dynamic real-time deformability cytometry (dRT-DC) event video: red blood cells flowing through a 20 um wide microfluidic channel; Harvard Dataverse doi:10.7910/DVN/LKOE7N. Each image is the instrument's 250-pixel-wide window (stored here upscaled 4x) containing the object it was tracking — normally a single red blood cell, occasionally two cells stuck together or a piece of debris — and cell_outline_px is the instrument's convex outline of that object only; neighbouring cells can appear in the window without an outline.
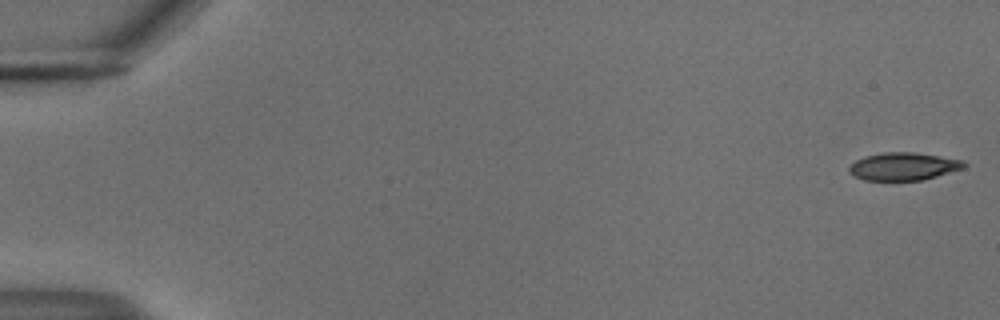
{"species": "common noctule bat (a hibernating species)", "species_latin": "Nyctalus noctula", "temperature_condition": "cold", "stored_images_in_passage": 14, "camera_frame_rate_fps": 3000, "um_per_image_px": 0.085, "animal": {"sex": "male", "body_mass_g": 18.8}, "frame": {"image": 1, "passage_image": 1, "time_ms": 0.0, "image_size_px": [1000, 320], "cell_outline_px": [[968, 164], [964, 168], [924, 180], [864, 180], [852, 176], [848, 172], [848, 168], [856, 160], [864, 156], [884, 152], [912, 152], [964, 160]], "centroid_in_image_um": [76.79, 14.15], "position_along_channel_um": 8.2, "area_um2": 18.67}}